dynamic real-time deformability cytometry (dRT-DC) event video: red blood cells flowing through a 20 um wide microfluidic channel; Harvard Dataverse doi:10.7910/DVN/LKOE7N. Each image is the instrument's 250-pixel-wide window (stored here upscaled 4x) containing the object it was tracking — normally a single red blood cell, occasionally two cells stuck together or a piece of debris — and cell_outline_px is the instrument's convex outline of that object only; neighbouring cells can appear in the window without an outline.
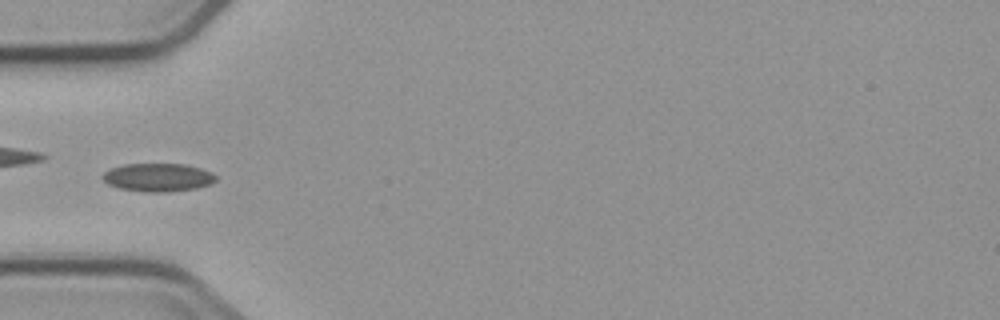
{"species": "common noctule bat (a hibernating species)", "species_latin": "Nyctalus noctula", "temperature_condition": "cold", "stored_images_in_passage": 3, "camera_frame_rate_fps": 3000, "um_per_image_px": 0.085, "animal": {"sex": "male", "body_mass_g": 23.1, "forearm_length_mm": 52.7}, "frame": {"image": 1, "passage_image": 3, "time_ms": 3.0, "image_size_px": [1000, 320], "cell_outline_px": [[216, 180], [212, 184], [196, 188], [168, 192], [144, 192], [120, 188], [108, 184], [100, 176], [104, 172], [112, 168], [124, 164], [184, 164], [200, 168], [212, 172], [216, 176]], "centroid_in_image_um": [13.44, 15.08], "position_along_channel_um": 71.6, "area_um2": 18.67}}